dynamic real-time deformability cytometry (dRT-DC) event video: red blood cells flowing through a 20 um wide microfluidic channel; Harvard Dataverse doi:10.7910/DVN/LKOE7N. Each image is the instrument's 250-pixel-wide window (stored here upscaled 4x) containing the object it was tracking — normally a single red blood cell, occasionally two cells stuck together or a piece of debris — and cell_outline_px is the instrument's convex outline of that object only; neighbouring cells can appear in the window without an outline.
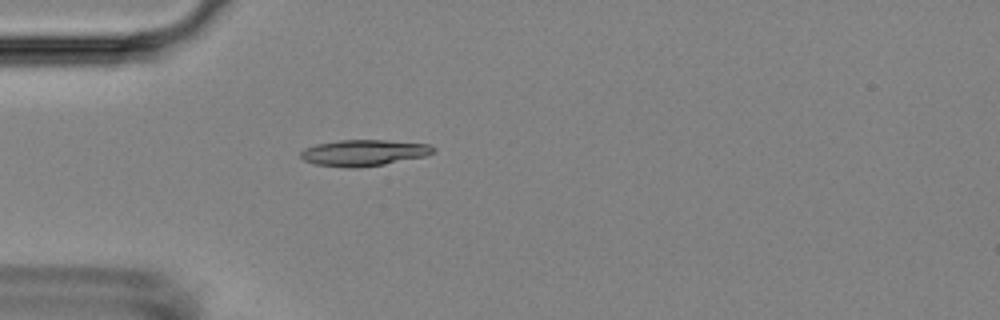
{"species": "Egyptian fruit bat (a non-hibernating species)", "species_latin": "Rousettus aegyptiacus", "temperature_condition": "room temperature", "stored_images_in_passage": 5, "camera_frame_rate_fps": 3000, "um_per_image_px": 0.085, "animal": {"sex": "female"}, "frame": {"image": 1, "passage_image": 5, "time_ms": 1.333, "image_size_px": [1000, 320], "cell_outline_px": [[436, 152], [424, 156], [384, 164], [356, 168], [348, 168], [316, 164], [304, 160], [300, 156], [300, 152], [304, 148], [316, 144], [340, 140], [384, 140], [428, 144], [436, 148]], "centroid_in_image_um": [30.91, 12.98], "position_along_channel_um": 54.1, "area_um2": 20.17}}